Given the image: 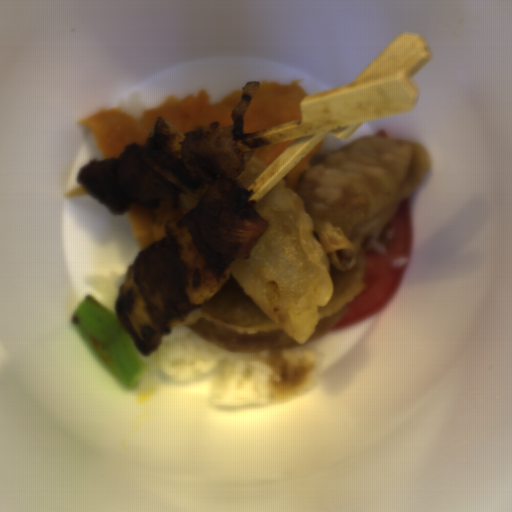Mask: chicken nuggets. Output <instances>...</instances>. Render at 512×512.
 <instances>
[{
	"instance_id": "90cb4de2",
	"label": "chicken nuggets",
	"mask_w": 512,
	"mask_h": 512,
	"mask_svg": "<svg viewBox=\"0 0 512 512\" xmlns=\"http://www.w3.org/2000/svg\"><path fill=\"white\" fill-rule=\"evenodd\" d=\"M260 84L254 80L243 86L232 125L217 120L182 134L181 161L193 180L210 187L177 223L187 227L218 281L231 260H250L270 224L256 211L255 189H245L236 179L247 161L236 139L244 135L245 116Z\"/></svg>"
},
{
	"instance_id": "cc037f56",
	"label": "chicken nuggets",
	"mask_w": 512,
	"mask_h": 512,
	"mask_svg": "<svg viewBox=\"0 0 512 512\" xmlns=\"http://www.w3.org/2000/svg\"><path fill=\"white\" fill-rule=\"evenodd\" d=\"M182 247L164 235L138 254L132 271L143 303L160 332L172 333V323L187 319L195 310L185 292L187 265L181 257Z\"/></svg>"
},
{
	"instance_id": "bb5aeace",
	"label": "chicken nuggets",
	"mask_w": 512,
	"mask_h": 512,
	"mask_svg": "<svg viewBox=\"0 0 512 512\" xmlns=\"http://www.w3.org/2000/svg\"><path fill=\"white\" fill-rule=\"evenodd\" d=\"M120 293L118 294L114 308L117 319L120 321L124 329L127 331L129 336L131 337L136 349L146 358L151 356L162 344L163 342V332L155 335L152 339L149 341H142L139 335L137 334L136 330L132 326L120 300Z\"/></svg>"
},
{
	"instance_id": "f4ed5422",
	"label": "chicken nuggets",
	"mask_w": 512,
	"mask_h": 512,
	"mask_svg": "<svg viewBox=\"0 0 512 512\" xmlns=\"http://www.w3.org/2000/svg\"><path fill=\"white\" fill-rule=\"evenodd\" d=\"M142 147L133 141L119 157H94L76 175L78 183L114 215H125L132 204L146 211L158 209L161 202L175 204L185 192L141 159Z\"/></svg>"
}]
</instances>
